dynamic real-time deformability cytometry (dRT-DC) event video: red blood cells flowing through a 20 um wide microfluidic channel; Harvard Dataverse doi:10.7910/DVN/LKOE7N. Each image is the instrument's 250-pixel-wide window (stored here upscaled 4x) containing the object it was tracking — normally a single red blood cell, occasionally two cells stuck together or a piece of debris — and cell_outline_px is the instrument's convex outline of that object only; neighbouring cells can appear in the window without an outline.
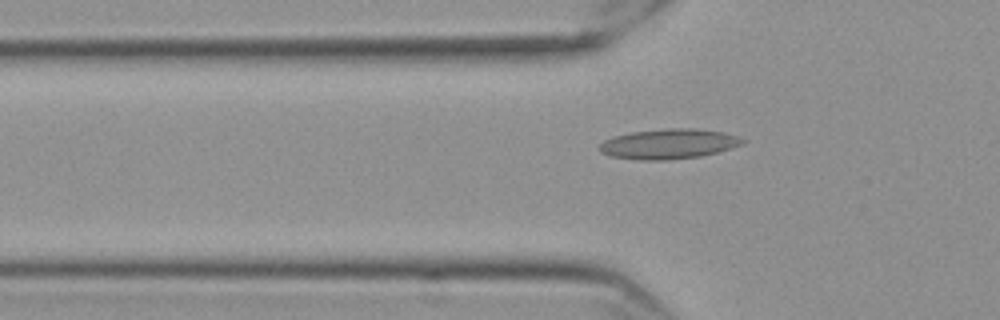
{"species": "Egyptian fruit bat (a non-hibernating species)", "species_latin": "Rousettus aegyptiacus", "temperature_condition": "cold", "stored_images_in_passage": 47, "segment_of_instrument_passage": [1, 2], "camera_frame_rate_fps": 3000, "um_per_image_px": 0.085, "frame": {"image": 1, "passage_image": 8, "time_ms": 2.333, "image_size_px": [1000, 320], "cell_outline_px": [[748, 140], [744, 144], [716, 152], [700, 156], [664, 160], [640, 160], [612, 156], [600, 152], [596, 148], [604, 140], [612, 136], [632, 132], [664, 128], [696, 128], [724, 132], [740, 136]], "centroid_in_image_um": [56.85, 12.22], "position_along_channel_um": 68.9, "area_um2": 25.26}}
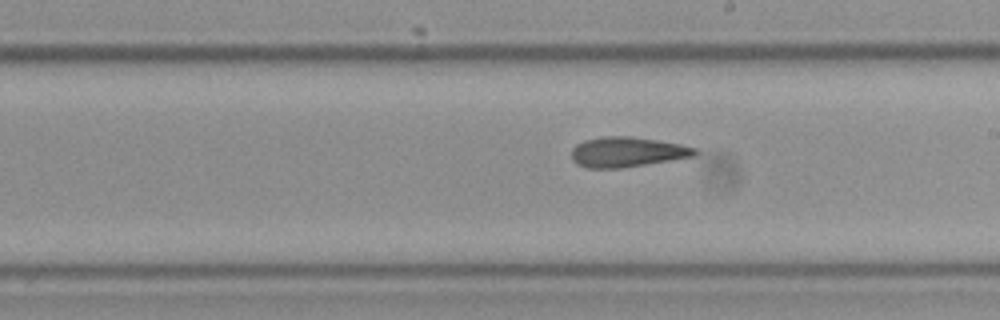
{"frame": {"image": 2, "passage_image": 22, "time_ms": 7.0, "image_size_px": [1000, 320], "cell_outline_px": [[700, 152], [696, 156], [620, 168], [588, 168], [576, 164], [572, 160], [572, 148], [576, 144], [584, 140], [604, 136], [632, 136], [680, 144], [696, 148]], "centroid_in_image_um": [53.3, 12.91], "position_along_channel_um": 235.7, "area_um2": 21.68}}
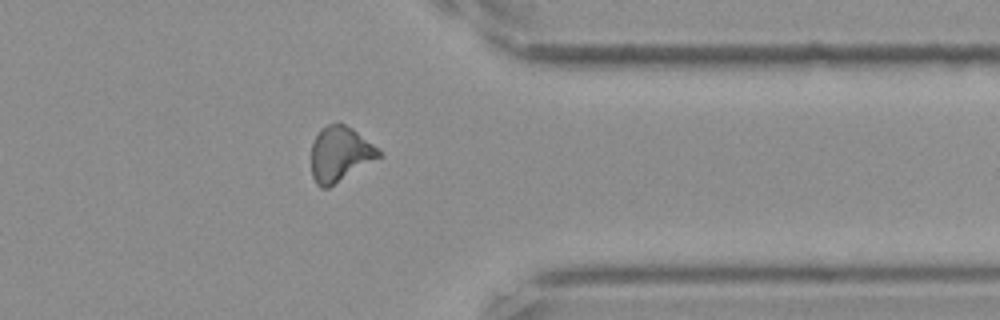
{"frame": {"image": 3, "passage_image": 35, "time_ms": 11.333, "image_size_px": [1000, 320], "cell_outline_px": [[384, 156], [328, 188], [320, 188], [316, 184], [312, 176], [312, 144], [320, 128], [328, 124], [344, 124], [352, 128], [372, 144]], "centroid_in_image_um": [28.9, 13.12], "position_along_channel_um": 382.5, "area_um2": 21.62}}